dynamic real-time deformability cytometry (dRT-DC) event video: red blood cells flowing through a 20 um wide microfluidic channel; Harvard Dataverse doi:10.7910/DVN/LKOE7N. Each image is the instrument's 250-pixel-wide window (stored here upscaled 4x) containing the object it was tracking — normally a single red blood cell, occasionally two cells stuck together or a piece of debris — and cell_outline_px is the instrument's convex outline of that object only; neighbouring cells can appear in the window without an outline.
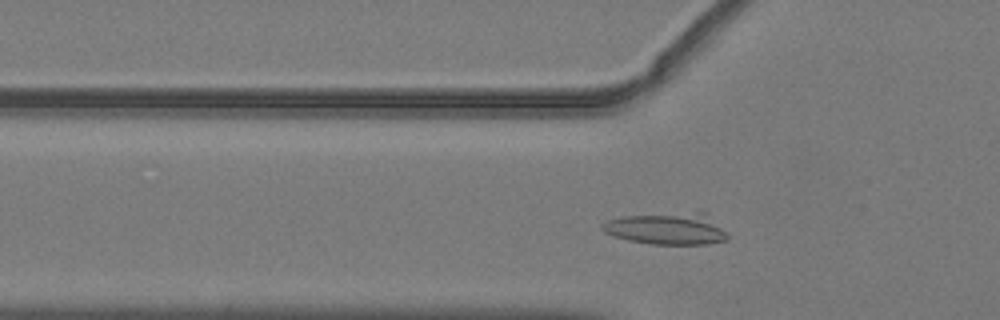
{"species": "common noctule bat (a hibernating species)", "species_latin": "Nyctalus noctula", "temperature_condition": "warm", "stored_images_in_passage": 28, "camera_frame_rate_fps": 3000, "um_per_image_px": 0.085, "animal": {"sex": "male", "body_mass_g": 19.2, "forearm_length_mm": 51.8}, "frame": {"image": 1, "passage_image": 10, "time_ms": 3.0, "image_size_px": [1000, 320], "cell_outline_px": [[728, 240], [708, 244], [648, 244], [628, 240], [604, 232], [600, 228], [600, 224], [608, 220], [620, 216], [696, 212], [708, 212], [728, 236]], "centroid_in_image_um": [56.69, 19.43], "position_along_channel_um": 69.1, "area_um2": 23.29}}
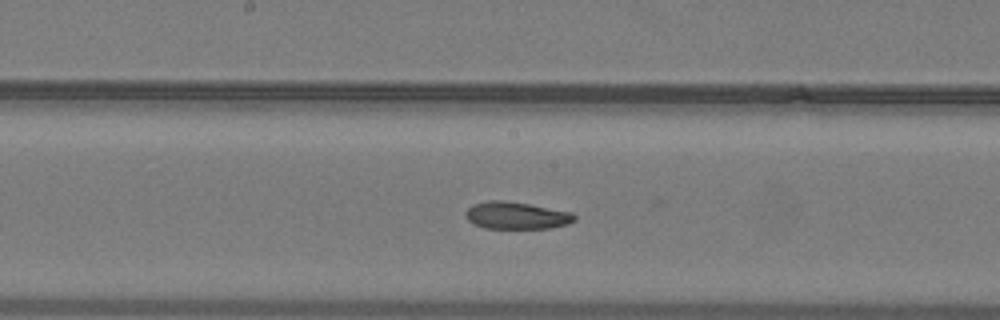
{"frame": {"image": 2, "passage_image": 20, "time_ms": 6.333, "image_size_px": [1000, 320], "cell_outline_px": [[576, 220], [568, 224], [552, 228], [484, 228], [468, 220], [464, 216], [464, 212], [472, 204], [488, 200], [504, 200], [528, 204], [572, 212], [576, 216]], "centroid_in_image_um": [43.89, 18.31], "position_along_channel_um": 204.3, "area_um2": 17.34}}
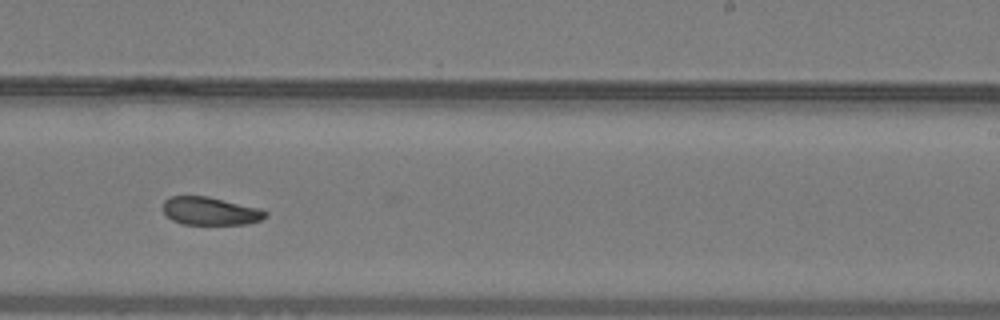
{"frame": {"image": 3, "passage_image": 25, "time_ms": 8.0, "image_size_px": [1000, 320], "cell_outline_px": [[268, 216], [260, 220], [248, 224], [184, 224], [172, 220], [164, 212], [164, 200], [168, 196], [208, 196], [260, 208], [268, 212]], "centroid_in_image_um": [17.9, 17.93], "position_along_channel_um": 271.1, "area_um2": 16.76}}